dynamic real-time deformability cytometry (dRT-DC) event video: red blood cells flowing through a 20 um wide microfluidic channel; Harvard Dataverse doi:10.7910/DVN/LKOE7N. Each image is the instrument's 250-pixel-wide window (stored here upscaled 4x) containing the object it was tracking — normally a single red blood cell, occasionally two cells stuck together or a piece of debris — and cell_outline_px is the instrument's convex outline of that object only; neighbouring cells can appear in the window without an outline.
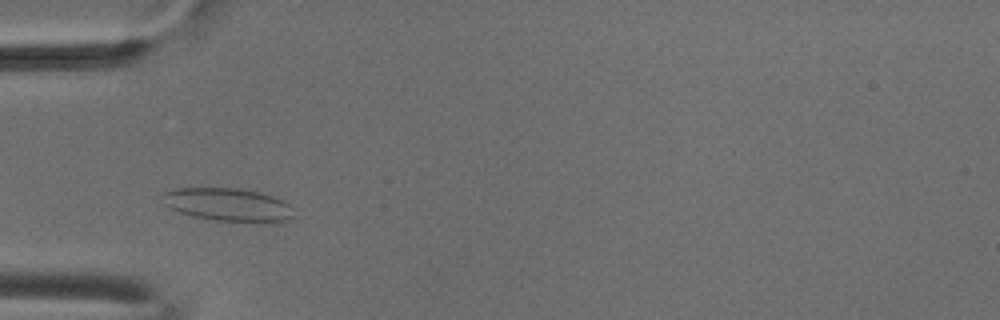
{"species": "common noctule bat (a hibernating species)", "species_latin": "Nyctalus noctula", "temperature_condition": "cold", "stored_images_in_passage": 42, "camera_frame_rate_fps": 3000, "um_per_image_px": 0.085, "animal": {"sex": "male", "body_mass_g": 18.8}, "frame": {"image": 1, "passage_image": 6, "time_ms": 1.667, "image_size_px": [1000, 320], "cell_outline_px": [[292, 220], [216, 220], [192, 216], [168, 208], [164, 204], [164, 192], [172, 188], [240, 188], [260, 192], [284, 200], [288, 204], [292, 216]], "centroid_in_image_um": [19.3, 17.35], "position_along_channel_um": 65.7, "area_um2": 24.62}}
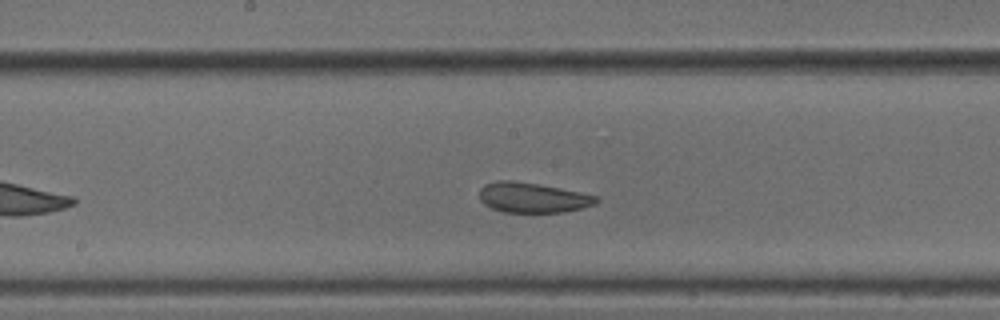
{"frame": {"image": 2, "passage_image": 17, "time_ms": 5.333, "image_size_px": [1000, 320], "cell_outline_px": [[600, 200], [596, 204], [564, 212], [504, 212], [492, 208], [484, 204], [480, 200], [480, 188], [484, 184], [496, 180], [512, 180], [540, 184], [600, 196]], "centroid_in_image_um": [45.29, 16.78], "position_along_channel_um": 202.9, "area_um2": 20.63}}
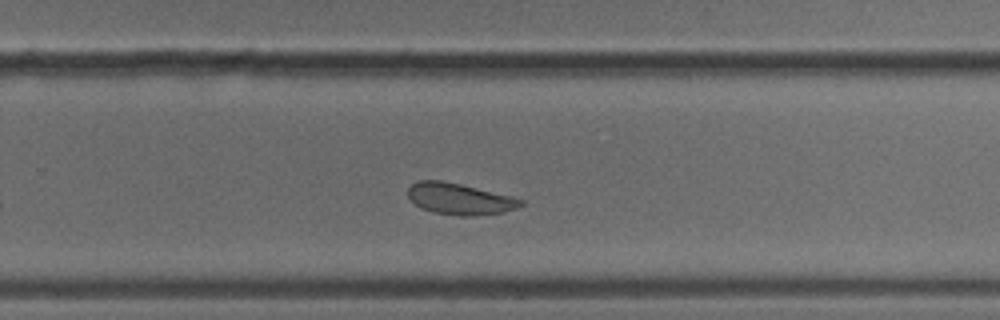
{"frame": {"image": 3, "passage_image": 24, "time_ms": 7.667, "image_size_px": [1000, 320], "cell_outline_px": [[524, 204], [516, 208], [500, 212], [472, 216], [460, 216], [432, 212], [420, 208], [408, 196], [408, 188], [416, 180], [440, 180], [460, 184], [512, 196], [524, 200]], "centroid_in_image_um": [39.05, 16.9], "position_along_channel_um": 290.8, "area_um2": 20.52}, "authors_computed_cell_mechanics": {"area_um2": 22.1374, "velocity_mm_per_s": 3.7758, "shape_relaxation_time_tau1_ms": null, "shape_relaxation_time_tau2_ms": 1.4335, "deformation_change_tau1": null, "deformation_change_tau2": 0.0813}}